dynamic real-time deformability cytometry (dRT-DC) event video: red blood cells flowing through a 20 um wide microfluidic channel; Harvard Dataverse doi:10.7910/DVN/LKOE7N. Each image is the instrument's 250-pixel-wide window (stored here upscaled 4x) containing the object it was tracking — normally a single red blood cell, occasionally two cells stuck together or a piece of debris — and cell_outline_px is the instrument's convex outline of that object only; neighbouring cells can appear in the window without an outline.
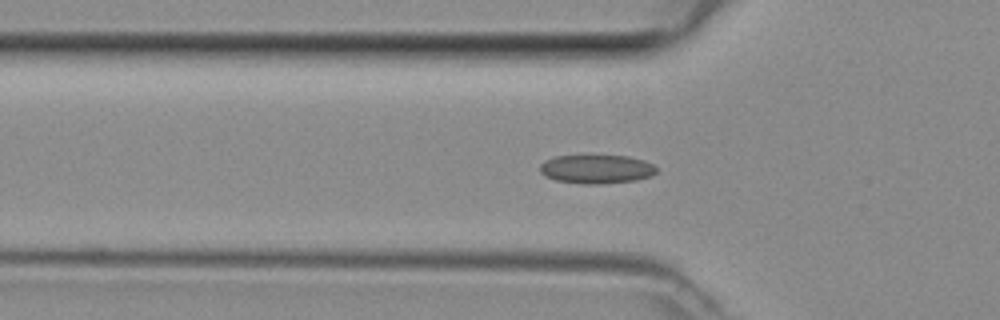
{"species": "common noctule bat (a hibernating species)", "species_latin": "Nyctalus noctula", "temperature_condition": "room temperature", "stored_images_in_passage": 40, "camera_frame_rate_fps": 3000, "um_per_image_px": 0.085, "animal": {"sex": "female", "body_mass_g": 29.2, "forearm_length_mm": 56.3}, "frame": {"image": 1, "passage_image": 7, "time_ms": 2.0, "image_size_px": [1000, 320], "cell_outline_px": [[656, 172], [652, 176], [636, 180], [600, 184], [584, 184], [556, 180], [544, 176], [540, 172], [540, 164], [544, 160], [556, 156], [628, 156], [644, 160], [652, 164], [656, 168]], "centroid_in_image_um": [50.69, 14.38], "position_along_channel_um": 75.1, "area_um2": 19.54}}
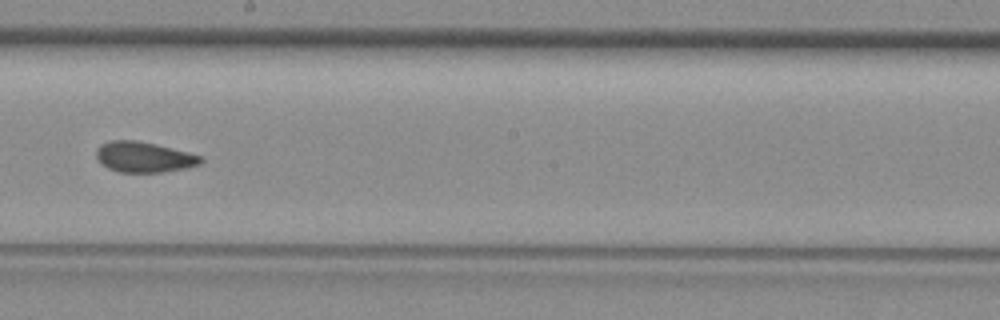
{"frame": {"image": 2, "passage_image": 18, "time_ms": 5.667, "image_size_px": [1000, 320], "cell_outline_px": [[204, 160], [200, 164], [188, 168], [164, 172], [120, 172], [108, 168], [100, 164], [96, 156], [96, 148], [100, 144], [112, 140], [136, 140], [156, 144], [188, 152], [200, 156]], "centroid_in_image_um": [12.22, 13.35], "position_along_channel_um": 236.0, "area_um2": 18.73}}
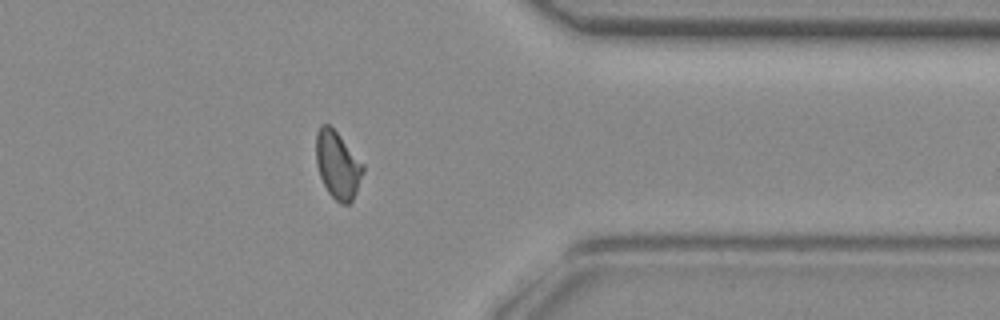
{"frame": {"image": 3, "passage_image": 29, "time_ms": 9.333, "image_size_px": [1000, 320], "cell_outline_px": [[364, 172], [356, 192], [352, 200], [348, 204], [340, 204], [328, 192], [320, 176], [316, 164], [316, 132], [320, 124], [328, 124], [336, 132], [364, 164]], "centroid_in_image_um": [28.69, 14.03], "position_along_channel_um": 382.7, "area_um2": 18.32}}